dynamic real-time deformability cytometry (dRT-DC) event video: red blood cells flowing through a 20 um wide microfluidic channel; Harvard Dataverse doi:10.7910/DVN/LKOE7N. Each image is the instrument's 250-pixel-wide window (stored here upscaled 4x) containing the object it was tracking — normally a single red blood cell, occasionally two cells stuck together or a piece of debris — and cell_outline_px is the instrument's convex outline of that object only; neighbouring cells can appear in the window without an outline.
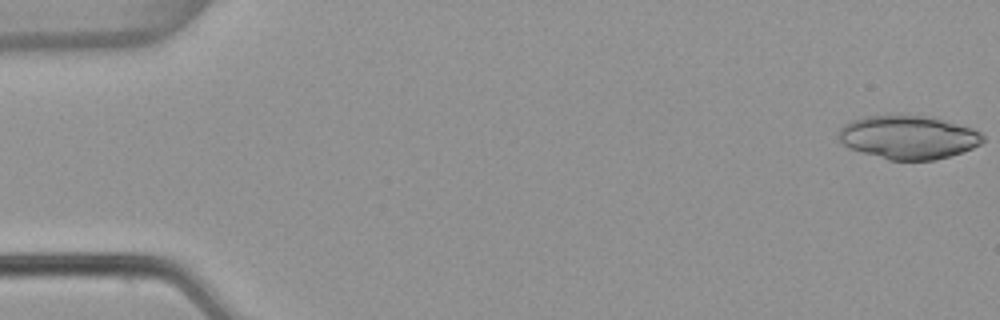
{"species": "common noctule bat (a hibernating species)", "species_latin": "Nyctalus noctula", "temperature_condition": "warm", "stored_images_in_passage": 53, "camera_frame_rate_fps": 3000, "um_per_image_px": 0.085, "animal": {"sex": "female", "body_mass_g": 22.7, "forearm_length_mm": 54.2}, "frame": {"image": 1, "passage_image": 1, "time_ms": 0.0, "image_size_px": [1000, 320], "cell_outline_px": [[984, 140], [980, 144], [972, 148], [936, 160], [888, 160], [848, 148], [836, 136], [836, 132], [844, 124], [852, 120], [864, 116], [924, 116], [972, 128], [980, 132], [984, 136]], "centroid_in_image_um": [77.15, 11.68], "position_along_channel_um": 7.8, "area_um2": 36.24}}